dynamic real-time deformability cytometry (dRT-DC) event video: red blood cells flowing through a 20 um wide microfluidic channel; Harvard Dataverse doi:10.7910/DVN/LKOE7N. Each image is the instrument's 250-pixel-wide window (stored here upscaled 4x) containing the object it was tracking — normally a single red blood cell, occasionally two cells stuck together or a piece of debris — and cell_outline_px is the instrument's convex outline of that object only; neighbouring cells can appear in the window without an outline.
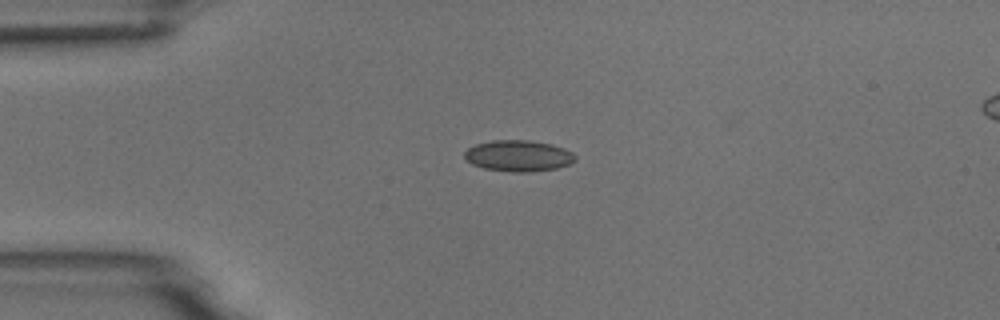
{"species": "common noctule bat (a hibernating species)", "species_latin": "Nyctalus noctula", "temperature_condition": "room temperature", "stored_images_in_passage": 7, "camera_frame_rate_fps": 3000, "um_per_image_px": 0.085, "animal": {"sex": "male", "body_mass_g": 18.8}, "frame": {"image": 1, "passage_image": 1, "time_ms": 0.0, "image_size_px": [1000, 320], "cell_outline_px": [[576, 160], [568, 164], [556, 168], [532, 172], [512, 172], [484, 168], [472, 164], [464, 156], [464, 152], [468, 148], [476, 144], [492, 140], [528, 140], [552, 144], [564, 148], [572, 152], [576, 156]], "centroid_in_image_um": [44.07, 13.24], "position_along_channel_um": 40.9, "area_um2": 20.11}}